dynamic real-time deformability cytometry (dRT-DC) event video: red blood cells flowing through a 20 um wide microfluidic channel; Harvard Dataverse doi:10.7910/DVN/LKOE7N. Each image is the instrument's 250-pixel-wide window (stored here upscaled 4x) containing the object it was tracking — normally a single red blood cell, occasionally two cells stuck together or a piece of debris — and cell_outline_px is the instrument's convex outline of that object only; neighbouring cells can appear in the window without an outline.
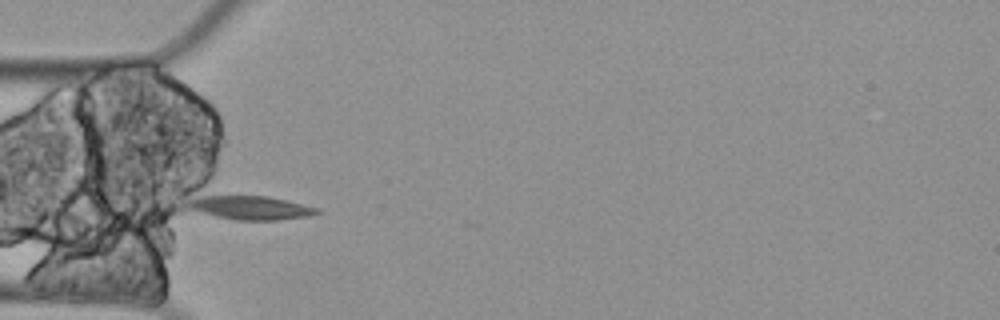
{"species": "Egyptian fruit bat (a non-hibernating species)", "species_latin": "Rousettus aegyptiacus", "temperature_condition": "cold", "stored_images_in_passage": 6, "camera_frame_rate_fps": 3000, "um_per_image_px": 0.085, "animal": {"sex": "female"}, "frame": {"image": 1, "passage_image": 5, "time_ms": 1.333, "image_size_px": [1000, 320], "cell_outline_px": [[324, 212], [308, 216], [276, 220], [236, 220], [216, 216], [200, 212], [188, 208], [184, 204], [196, 184], [268, 196], [320, 208]], "centroid_in_image_um": [20.82, 17.44], "position_along_channel_um": 64.2, "area_um2": 21.5}}